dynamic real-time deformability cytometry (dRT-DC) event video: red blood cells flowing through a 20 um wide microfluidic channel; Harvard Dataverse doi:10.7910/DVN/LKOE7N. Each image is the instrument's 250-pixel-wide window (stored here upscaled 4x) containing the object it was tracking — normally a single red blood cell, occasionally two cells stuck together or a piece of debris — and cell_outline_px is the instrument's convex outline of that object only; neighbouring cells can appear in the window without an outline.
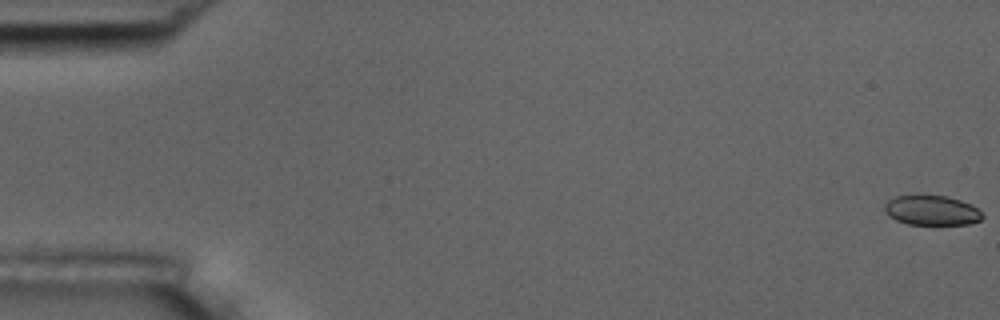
{"species": "common noctule bat (a hibernating species)", "species_latin": "Nyctalus noctula", "temperature_condition": "room temperature", "stored_images_in_passage": 6, "camera_frame_rate_fps": 3000, "um_per_image_px": 0.085, "animal": {"sex": "male", "body_mass_g": 17.5, "forearm_length_mm": 52.3}, "frame": {"image": 1, "passage_image": 1, "time_ms": 0.0, "image_size_px": [1000, 320], "cell_outline_px": [[984, 216], [980, 220], [968, 224], [908, 224], [896, 220], [888, 216], [884, 208], [884, 204], [888, 200], [896, 196], [948, 196], [960, 200], [976, 208]], "centroid_in_image_um": [79.16, 17.89], "position_along_channel_um": 5.8, "area_um2": 16.7}}
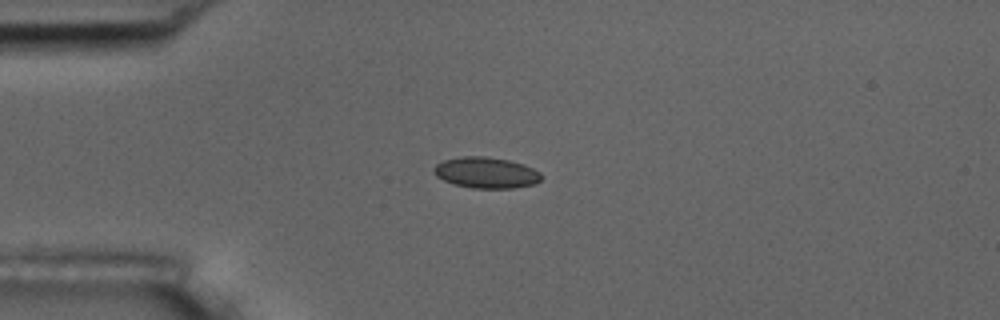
{"frame": {"image": 2, "passage_image": 5, "time_ms": 4.667, "image_size_px": [1000, 320], "cell_outline_px": [[544, 176], [536, 184], [512, 188], [472, 188], [456, 184], [444, 180], [436, 176], [432, 172], [432, 168], [436, 164], [444, 160], [464, 156], [488, 156], [508, 160], [524, 164], [540, 172]], "centroid_in_image_um": [41.34, 14.67], "position_along_channel_um": 43.7, "area_um2": 19.54}}